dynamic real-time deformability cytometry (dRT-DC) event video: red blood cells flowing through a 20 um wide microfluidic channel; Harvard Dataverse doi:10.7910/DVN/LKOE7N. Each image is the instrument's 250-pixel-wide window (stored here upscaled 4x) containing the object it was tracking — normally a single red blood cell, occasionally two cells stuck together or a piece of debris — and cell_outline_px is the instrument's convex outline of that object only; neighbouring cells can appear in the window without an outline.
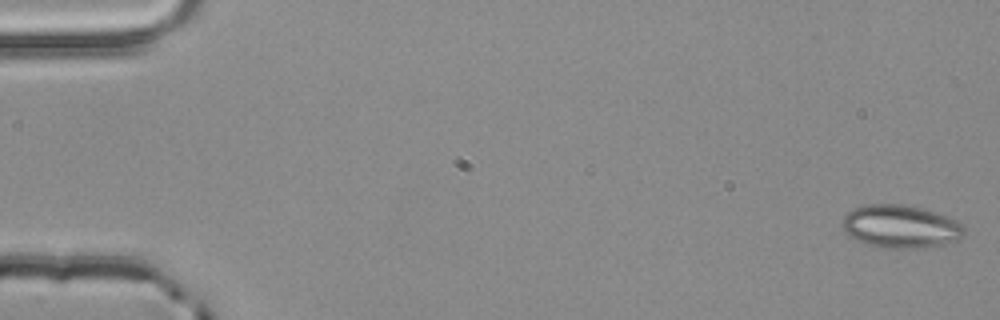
{"species": "common noctule bat (a hibernating species)", "species_latin": "Nyctalus noctula", "temperature_condition": "room temperature", "stored_images_in_passage": 5, "segment_of_instrument_passage": [2, 2], "camera_frame_rate_fps": 3000, "um_per_image_px": 0.085, "animal": {"sex": "male", "body_mass_g": 20.4}, "frame": {"image": 1, "passage_image": 5, "time_ms": 1.333, "image_size_px": [1000, 320], "cell_outline_px": [[964, 236], [956, 240], [944, 244], [920, 248], [880, 248], [868, 244], [852, 236], [840, 224], [844, 216], [852, 208], [868, 204], [900, 204], [920, 208], [956, 220], [964, 228]], "centroid_in_image_um": [76.54, 19.25], "position_along_channel_um": 8.5, "area_um2": 30.11}}